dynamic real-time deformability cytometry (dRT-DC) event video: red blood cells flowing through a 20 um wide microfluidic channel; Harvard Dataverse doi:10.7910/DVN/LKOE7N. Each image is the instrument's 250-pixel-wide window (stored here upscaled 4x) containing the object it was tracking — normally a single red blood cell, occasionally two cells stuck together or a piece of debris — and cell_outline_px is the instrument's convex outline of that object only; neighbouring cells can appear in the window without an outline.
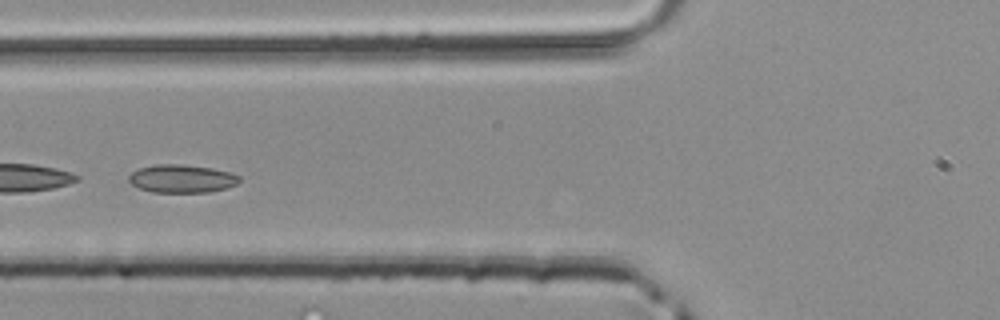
{"species": "common noctule bat (a hibernating species)", "species_latin": "Nyctalus noctula", "temperature_condition": "room temperature", "stored_images_in_passage": 5, "camera_frame_rate_fps": 3000, "um_per_image_px": 0.085, "animal": {"sex": "male", "body_mass_g": 20.4}, "frame": {"image": 1, "passage_image": 4, "time_ms": 1.0, "image_size_px": [1000, 320], "cell_outline_px": [[240, 180], [236, 184], [228, 188], [208, 192], [152, 192], [140, 188], [132, 184], [128, 180], [128, 176], [132, 172], [140, 168], [156, 164], [180, 164], [212, 168], [232, 172], [240, 176]], "centroid_in_image_um": [15.48, 15.18], "position_along_channel_um": 110.3, "area_um2": 18.15}}
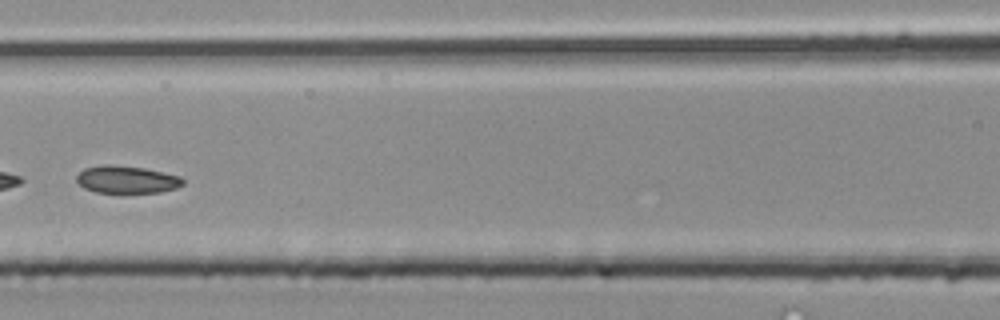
{"frame": {"image": 2, "passage_image": 5, "time_ms": 1.333, "image_size_px": [1000, 320], "cell_outline_px": [[184, 184], [176, 188], [160, 192], [96, 192], [84, 188], [76, 180], [76, 176], [84, 168], [100, 164], [112, 164], [144, 168], [180, 176], [184, 180]], "centroid_in_image_um": [10.76, 15.24], "position_along_channel_um": 155.8, "area_um2": 16.99}}